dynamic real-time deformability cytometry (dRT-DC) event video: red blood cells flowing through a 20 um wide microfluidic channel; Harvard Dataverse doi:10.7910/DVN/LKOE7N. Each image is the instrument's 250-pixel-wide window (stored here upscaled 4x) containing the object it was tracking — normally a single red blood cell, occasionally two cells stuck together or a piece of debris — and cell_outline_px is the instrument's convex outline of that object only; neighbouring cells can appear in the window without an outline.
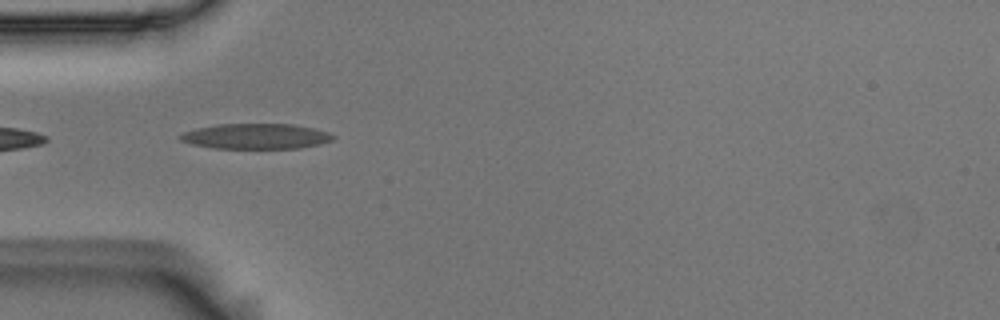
{"species": "Egyptian fruit bat (a non-hibernating species)", "species_latin": "Rousettus aegyptiacus", "temperature_condition": "room temperature", "stored_images_in_passage": 7, "camera_frame_rate_fps": 3000, "um_per_image_px": 0.085, "animal": {"sex": "male"}, "frame": {"image": 1, "passage_image": 1, "time_ms": 0.0, "image_size_px": [1000, 320], "cell_outline_px": [[336, 136], [332, 140], [320, 144], [300, 148], [212, 148], [192, 144], [180, 140], [176, 136], [184, 132], [196, 128], [220, 124], [292, 124], [312, 128], [328, 132]], "centroid_in_image_um": [21.74, 11.58], "position_along_channel_um": 63.3, "area_um2": 22.54}}
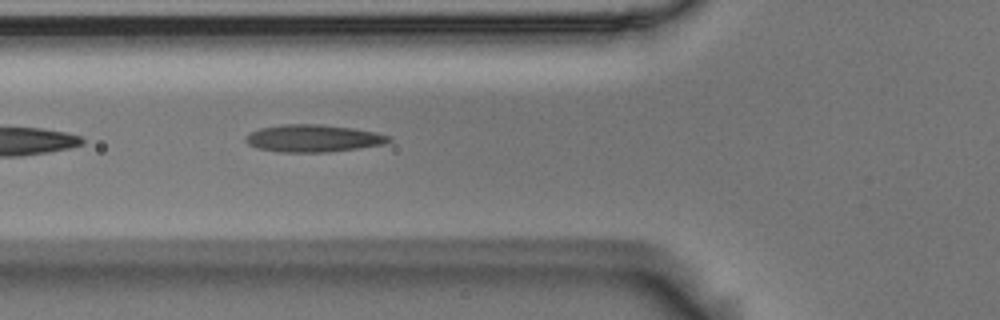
{"frame": {"image": 2, "passage_image": 4, "time_ms": 1.0, "image_size_px": [1000, 320], "cell_outline_px": [[392, 140], [384, 144], [360, 148], [328, 152], [276, 152], [256, 148], [248, 144], [244, 140], [244, 136], [260, 128], [284, 124], [320, 124], [352, 128], [376, 132], [392, 136]], "centroid_in_image_um": [26.62, 11.76], "position_along_channel_um": 99.2, "area_um2": 23.0}}